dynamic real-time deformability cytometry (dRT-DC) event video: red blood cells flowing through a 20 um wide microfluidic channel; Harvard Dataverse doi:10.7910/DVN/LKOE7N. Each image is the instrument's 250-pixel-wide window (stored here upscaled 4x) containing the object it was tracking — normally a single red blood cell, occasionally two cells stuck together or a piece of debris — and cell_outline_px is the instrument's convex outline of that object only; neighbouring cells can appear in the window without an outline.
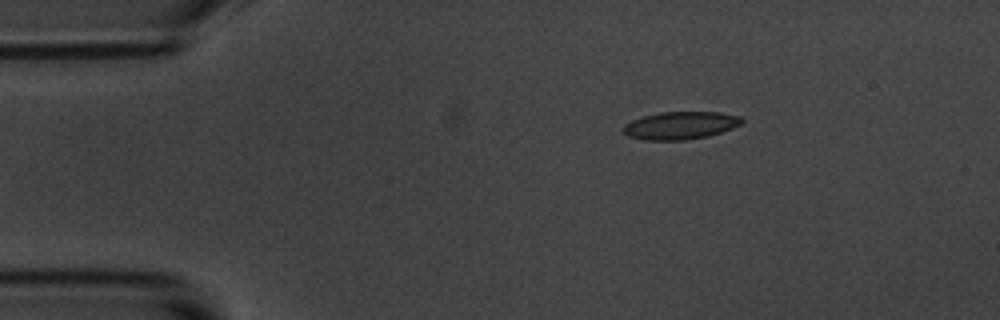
{"species": "common noctule bat (a hibernating species)", "species_latin": "Nyctalus noctula", "temperature_condition": "room temperature", "stored_images_in_passage": 47, "camera_frame_rate_fps": 3000, "um_per_image_px": 0.085, "animal": {"sex": "male", "body_mass_g": 20.1, "forearm_length_mm": 53.5}, "frame": {"image": 1, "passage_image": 1, "time_ms": 0.0, "image_size_px": [1000, 320], "cell_outline_px": [[744, 120], [740, 124], [732, 128], [708, 136], [684, 140], [644, 140], [628, 136], [624, 132], [624, 124], [632, 120], [644, 116], [660, 112], [720, 112], [740, 116]], "centroid_in_image_um": [57.83, 10.66], "position_along_channel_um": 27.2, "area_um2": 19.02}}
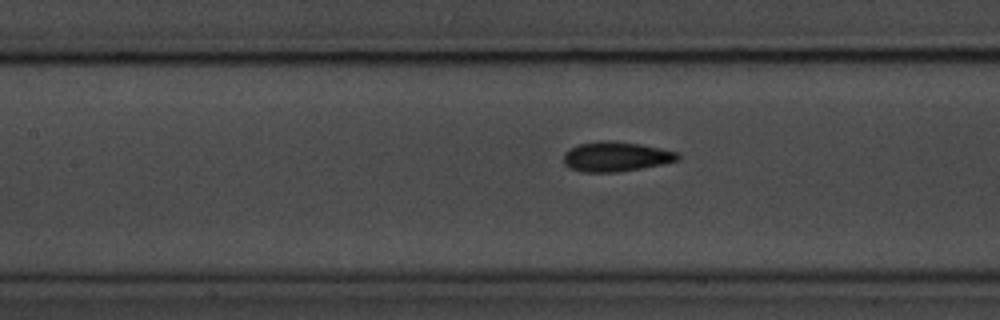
{"frame": {"image": 2, "passage_image": 16, "time_ms": 5.0, "image_size_px": [1000, 320], "cell_outline_px": [[680, 160], [640, 168], [616, 172], [584, 172], [568, 168], [564, 164], [564, 152], [580, 144], [600, 140], [612, 140], [640, 144], [660, 148], [676, 152], [680, 156]], "centroid_in_image_um": [52.33, 13.31], "position_along_channel_um": 155.1, "area_um2": 19.71}}
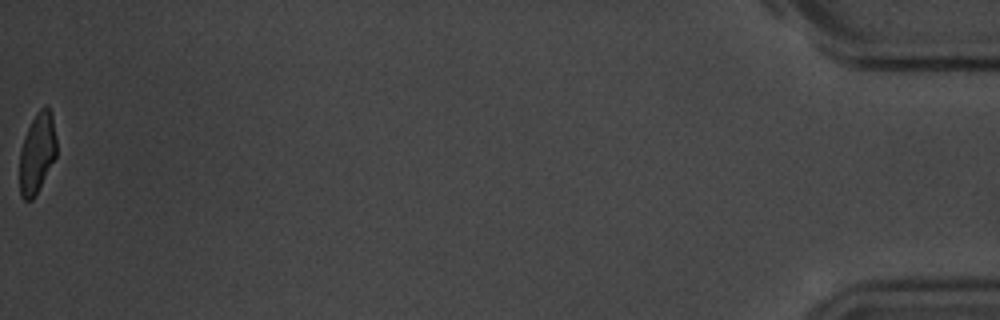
{"frame": {"image": 3, "passage_image": 47, "time_ms": 15.333, "image_size_px": [1000, 320], "cell_outline_px": [[56, 156], [36, 196], [32, 200], [24, 200], [20, 196], [20, 152], [24, 136], [36, 112], [44, 104], [52, 112], [56, 136]], "centroid_in_image_um": [3.16, 13.01], "position_along_channel_um": 432.0, "area_um2": 17.46}, "authors_computed_cell_mechanics": {"area_um2": 19.1318, "velocity_mm_per_s": 3.6586, "shape_relaxation_time_tau1_ms": 4.7627, "shape_relaxation_time_tau2_ms": 0.4837, "deformation_change_tau1": 0.1407, "deformation_change_tau2": 0.054}}